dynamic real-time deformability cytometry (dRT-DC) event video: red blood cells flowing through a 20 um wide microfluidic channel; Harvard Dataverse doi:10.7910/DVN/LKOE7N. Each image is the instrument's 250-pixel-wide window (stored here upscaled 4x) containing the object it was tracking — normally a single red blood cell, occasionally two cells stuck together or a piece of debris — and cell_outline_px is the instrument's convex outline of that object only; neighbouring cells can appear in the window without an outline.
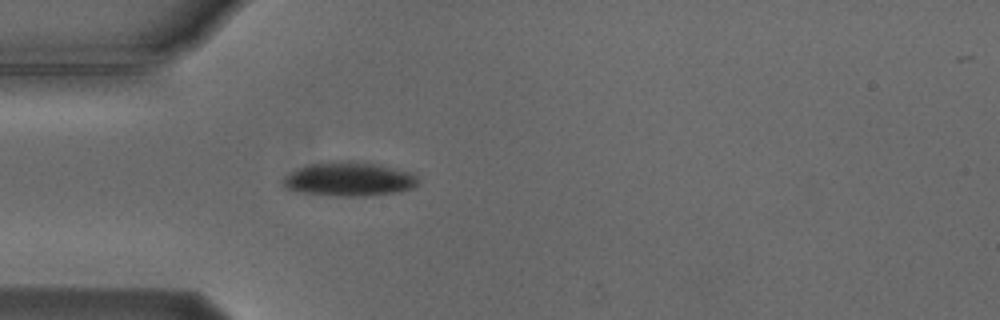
{"species": "Egyptian fruit bat (a non-hibernating species)", "species_latin": "Rousettus aegyptiacus", "temperature_condition": "cold", "stored_images_in_passage": 1, "camera_frame_rate_fps": 3000, "um_per_image_px": 0.085, "animal": {"sex": "male"}, "frame": {"image": 1, "passage_image": 1, "time_ms": 0.0, "image_size_px": [1000, 320], "cell_outline_px": [[420, 184], [412, 188], [400, 192], [368, 196], [336, 196], [296, 192], [284, 188], [280, 180], [284, 176], [300, 168], [312, 164], [372, 164], [412, 172], [420, 180]], "centroid_in_image_um": [29.69, 15.3], "position_along_channel_um": 55.3, "area_um2": 26.01}}